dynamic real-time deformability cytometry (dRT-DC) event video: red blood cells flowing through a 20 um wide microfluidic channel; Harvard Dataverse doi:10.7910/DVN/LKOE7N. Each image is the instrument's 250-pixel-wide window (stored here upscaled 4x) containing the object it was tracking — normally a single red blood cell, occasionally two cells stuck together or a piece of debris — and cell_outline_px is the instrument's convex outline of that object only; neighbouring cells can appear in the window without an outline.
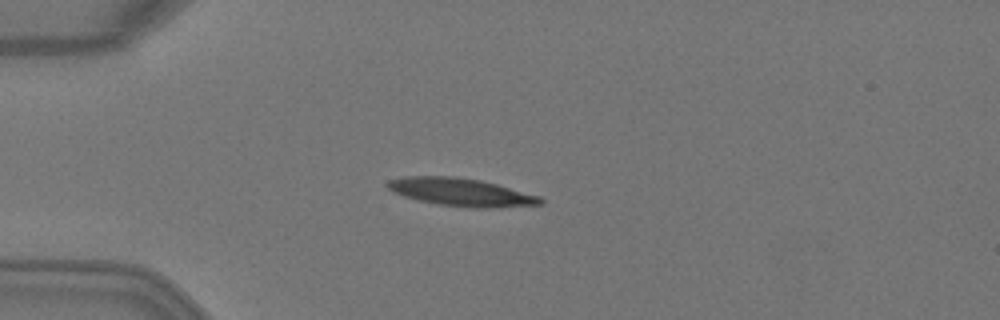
{"species": "Egyptian fruit bat (a non-hibernating species)", "species_latin": "Rousettus aegyptiacus", "temperature_condition": "warm", "stored_images_in_passage": 3, "camera_frame_rate_fps": 3000, "um_per_image_px": 0.085, "animal": {"sex": "female"}, "frame": {"image": 1, "passage_image": 3, "time_ms": 0.667, "image_size_px": [1000, 320], "cell_outline_px": [[544, 204], [496, 208], [468, 208], [436, 204], [416, 200], [404, 196], [388, 188], [384, 184], [388, 180], [404, 176], [452, 176], [480, 180], [496, 184], [540, 196], [544, 200]], "centroid_in_image_um": [39.19, 16.34], "position_along_channel_um": 45.8, "area_um2": 25.03}}